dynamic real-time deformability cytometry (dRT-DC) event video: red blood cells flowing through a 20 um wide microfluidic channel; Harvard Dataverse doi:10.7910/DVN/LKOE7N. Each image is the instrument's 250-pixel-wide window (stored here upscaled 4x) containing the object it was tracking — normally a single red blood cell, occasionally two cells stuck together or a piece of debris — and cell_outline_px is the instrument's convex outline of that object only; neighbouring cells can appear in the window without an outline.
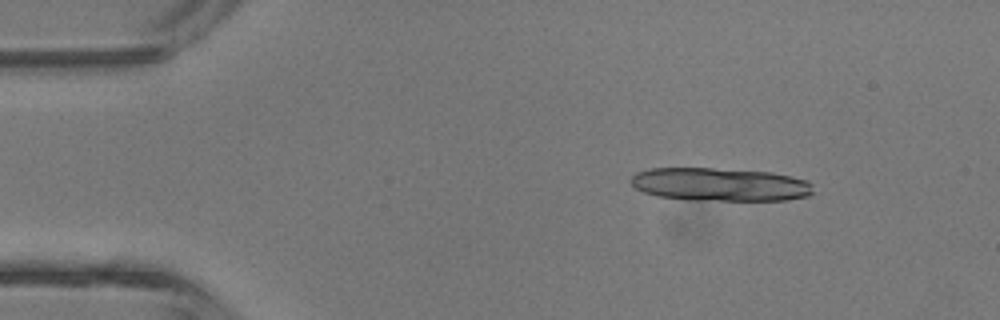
{"species": "common noctule bat (a hibernating species)", "species_latin": "Nyctalus noctula", "temperature_condition": "room temperature", "stored_images_in_passage": 3, "camera_frame_rate_fps": 3000, "um_per_image_px": 0.085, "animal": {"sex": "male", "body_mass_g": 13.3}, "frame": {"image": 1, "passage_image": 2, "time_ms": 1.0, "image_size_px": [1000, 320], "cell_outline_px": [[812, 192], [808, 196], [788, 200], [688, 200], [656, 196], [644, 192], [636, 188], [628, 180], [636, 172], [648, 168], [712, 168], [772, 172], [792, 176], [808, 180], [812, 184]], "centroid_in_image_um": [61.18, 15.67], "position_along_channel_um": 23.8, "area_um2": 35.66}}